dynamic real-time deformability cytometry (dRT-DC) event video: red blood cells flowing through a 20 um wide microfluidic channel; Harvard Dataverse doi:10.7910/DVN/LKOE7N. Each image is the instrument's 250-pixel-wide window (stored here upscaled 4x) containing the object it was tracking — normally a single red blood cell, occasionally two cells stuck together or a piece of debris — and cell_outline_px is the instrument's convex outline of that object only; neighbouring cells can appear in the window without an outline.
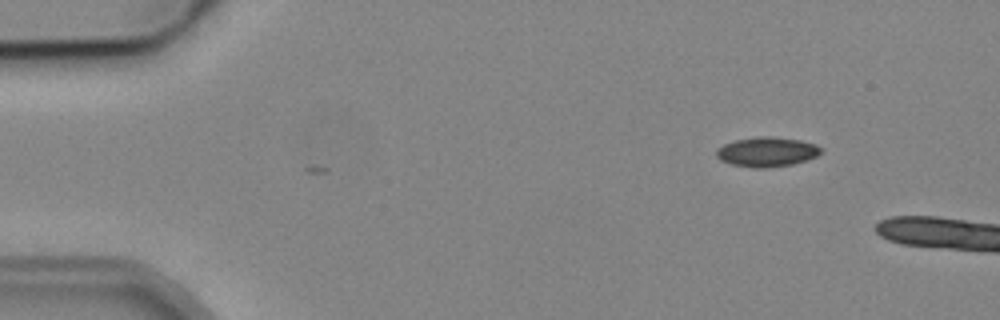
{"species": "common noctule bat (a hibernating species)", "species_latin": "Nyctalus noctula", "temperature_condition": "cold", "stored_images_in_passage": 2, "camera_frame_rate_fps": 3000, "um_per_image_px": 0.085, "animal": {"sex": "male", "body_mass_g": 19.2, "forearm_length_mm": 51.8}, "frame": {"image": 1, "passage_image": 1, "time_ms": 0.0, "image_size_px": [1000, 320], "cell_outline_px": [[824, 148], [816, 156], [808, 160], [792, 164], [768, 168], [756, 168], [732, 164], [720, 160], [716, 156], [716, 148], [724, 144], [736, 140], [760, 136], [772, 136], [800, 140], [816, 144]], "centroid_in_image_um": [65.2, 12.9], "position_along_channel_um": 19.8, "area_um2": 18.15}}